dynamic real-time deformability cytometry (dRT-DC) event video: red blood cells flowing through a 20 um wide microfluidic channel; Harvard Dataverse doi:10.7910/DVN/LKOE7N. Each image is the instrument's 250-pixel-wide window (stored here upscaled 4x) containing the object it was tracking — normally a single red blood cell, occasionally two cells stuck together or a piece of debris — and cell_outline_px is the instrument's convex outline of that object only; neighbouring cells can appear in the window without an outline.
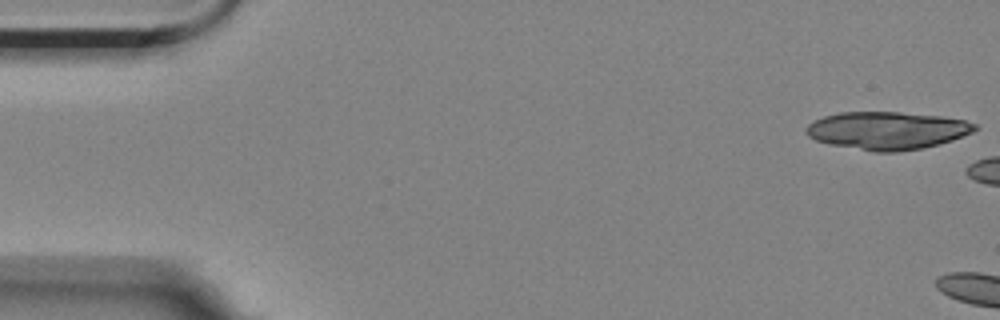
{"species": "Egyptian fruit bat (a non-hibernating species)", "species_latin": "Rousettus aegyptiacus", "temperature_condition": "room temperature", "stored_images_in_passage": 2, "camera_frame_rate_fps": 3000, "um_per_image_px": 0.085, "animal": {"sex": "female"}, "frame": {"image": 1, "passage_image": 1, "time_ms": 0.0, "image_size_px": [1000, 320], "cell_outline_px": [[976, 128], [972, 132], [952, 140], [940, 144], [920, 148], [896, 152], [872, 152], [828, 144], [816, 140], [808, 136], [808, 124], [812, 120], [824, 116], [840, 112], [900, 112], [940, 116], [964, 120], [976, 124]], "centroid_in_image_um": [75.38, 11.1], "position_along_channel_um": 9.6, "area_um2": 37.05}}